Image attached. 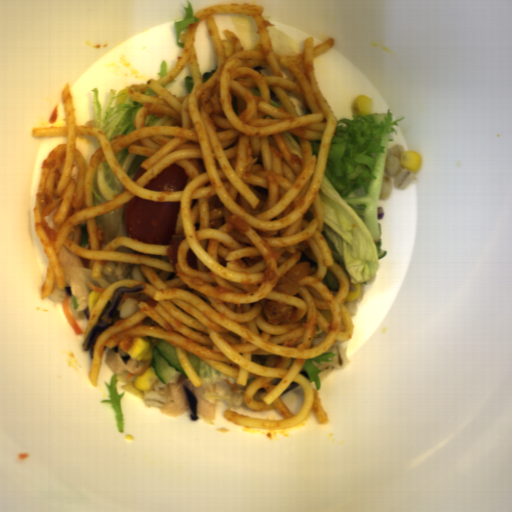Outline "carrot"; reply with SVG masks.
Listing matches in <instances>:
<instances>
[{
    "label": "carrot",
    "mask_w": 512,
    "mask_h": 512,
    "mask_svg": "<svg viewBox=\"0 0 512 512\" xmlns=\"http://www.w3.org/2000/svg\"><path fill=\"white\" fill-rule=\"evenodd\" d=\"M69 303H70L69 296L63 297L62 310L64 312L65 318H66L69 326L73 329V331L77 335H81L83 332H82L81 328L78 326V324L76 323V321L73 318V315H72V313H71V311L69 309Z\"/></svg>",
    "instance_id": "b8716197"
},
{
    "label": "carrot",
    "mask_w": 512,
    "mask_h": 512,
    "mask_svg": "<svg viewBox=\"0 0 512 512\" xmlns=\"http://www.w3.org/2000/svg\"><path fill=\"white\" fill-rule=\"evenodd\" d=\"M128 298H131V299H133V300L137 301L138 303H139L140 301H144V302H146L148 305H150V306H152V307H154V308L156 307V305H157V304H158V302H159V301L155 300L154 298H152V297H150V296H149V298H147V299H137V298H135V297H132V296H130V295H125V294L122 296V299H121V300L126 301Z\"/></svg>",
    "instance_id": "cead05ca"
},
{
    "label": "carrot",
    "mask_w": 512,
    "mask_h": 512,
    "mask_svg": "<svg viewBox=\"0 0 512 512\" xmlns=\"http://www.w3.org/2000/svg\"><path fill=\"white\" fill-rule=\"evenodd\" d=\"M88 286L89 288L91 289L92 292H98V293H103L104 289L105 288H101V287H97L96 285H94L93 283H88Z\"/></svg>",
    "instance_id": "1c9b5961"
}]
</instances>
